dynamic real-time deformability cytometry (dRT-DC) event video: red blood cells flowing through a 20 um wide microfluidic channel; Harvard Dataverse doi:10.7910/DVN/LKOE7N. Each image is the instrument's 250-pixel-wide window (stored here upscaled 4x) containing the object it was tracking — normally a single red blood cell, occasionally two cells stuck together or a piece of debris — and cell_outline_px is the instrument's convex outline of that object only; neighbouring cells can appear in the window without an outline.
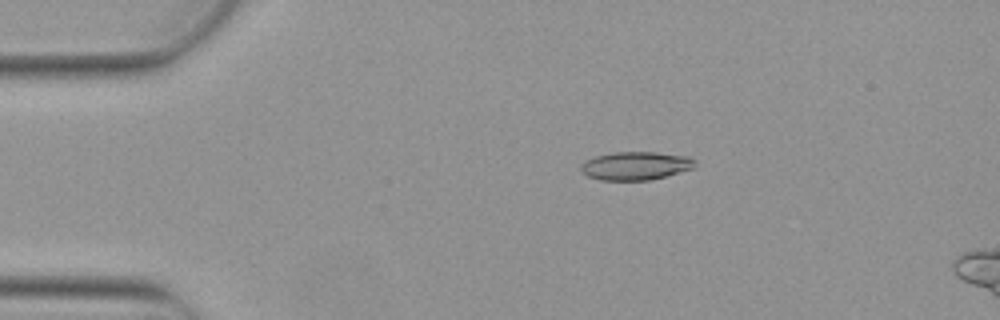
{"species": "Egyptian fruit bat (a non-hibernating species)", "species_latin": "Rousettus aegyptiacus", "temperature_condition": "warm", "stored_images_in_passage": 5, "camera_frame_rate_fps": 3000, "um_per_image_px": 0.085, "animal": {"sex": "female"}, "frame": {"image": 1, "passage_image": 3, "time_ms": 0.667, "image_size_px": [1000, 320], "cell_outline_px": [[696, 168], [652, 180], [600, 180], [588, 176], [580, 172], [580, 164], [584, 160], [596, 156], [612, 152], [656, 152], [688, 156], [696, 160]], "centroid_in_image_um": [54.04, 14.09], "position_along_channel_um": 31.0, "area_um2": 19.19}}